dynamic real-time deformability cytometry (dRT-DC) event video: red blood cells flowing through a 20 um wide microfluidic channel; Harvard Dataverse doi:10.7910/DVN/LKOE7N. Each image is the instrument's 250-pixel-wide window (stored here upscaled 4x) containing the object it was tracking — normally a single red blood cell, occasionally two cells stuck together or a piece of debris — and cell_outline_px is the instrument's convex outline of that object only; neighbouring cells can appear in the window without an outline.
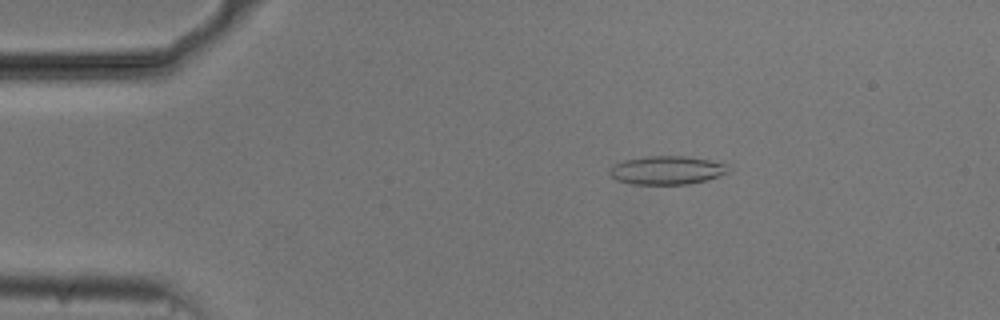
{"species": "common noctule bat (a hibernating species)", "species_latin": "Nyctalus noctula", "temperature_condition": "cold", "stored_images_in_passage": 52, "camera_frame_rate_fps": 3000, "um_per_image_px": 0.085, "animal": {"sex": "male", "body_mass_g": 20.5, "forearm_length_mm": 52.5}, "frame": {"image": 1, "passage_image": 8, "time_ms": 2.333, "image_size_px": [1000, 320], "cell_outline_px": [[728, 172], [704, 180], [688, 184], [632, 184], [616, 180], [608, 172], [608, 168], [612, 164], [624, 160], [648, 156], [684, 156], [708, 160], [728, 164]], "centroid_in_image_um": [56.61, 14.46], "position_along_channel_um": 28.4, "area_um2": 19.59}}
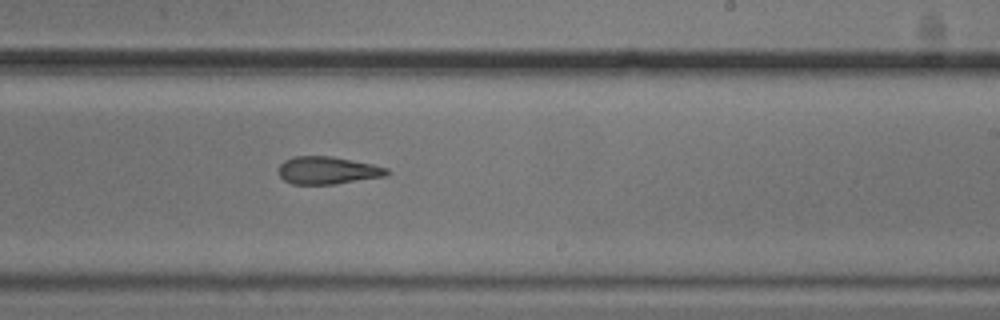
{"frame": {"image": 2, "passage_image": 31, "time_ms": 10.0, "image_size_px": [1000, 320], "cell_outline_px": [[392, 172], [388, 176], [332, 184], [292, 184], [284, 180], [280, 176], [280, 164], [284, 160], [292, 156], [332, 156], [372, 164], [388, 168]], "centroid_in_image_um": [27.88, 14.48], "position_along_channel_um": 261.1, "area_um2": 17.46}}
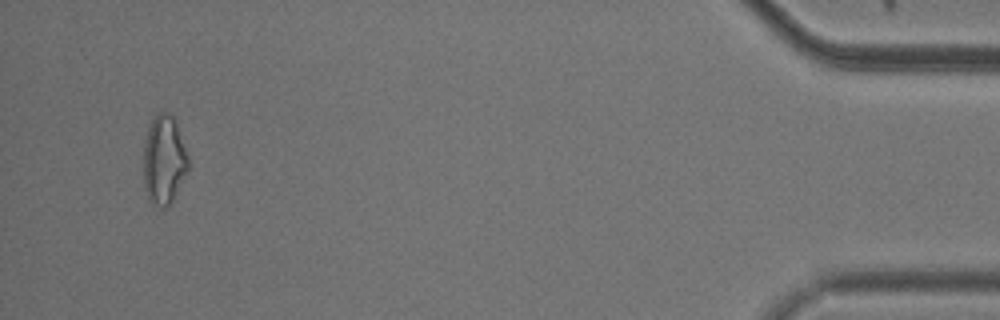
{"frame": {"image": 3, "passage_image": 50, "time_ms": 16.333, "image_size_px": [1000, 320], "cell_outline_px": [[188, 172], [168, 208], [160, 208], [152, 204], [144, 188], [144, 144], [148, 124], [152, 116], [156, 112], [168, 112], [176, 120], [188, 156]], "centroid_in_image_um": [13.93, 13.57], "position_along_channel_um": 421.3, "area_um2": 23.7}, "authors_computed_cell_mechanics": {"area_um2": 19.1607, "velocity_mm_per_s": 3.7538, "shape_relaxation_time_tau1_ms": null, "shape_relaxation_time_tau2_ms": 9.6902, "deformation_change_tau1": null, "deformation_change_tau2": 0.2336}}